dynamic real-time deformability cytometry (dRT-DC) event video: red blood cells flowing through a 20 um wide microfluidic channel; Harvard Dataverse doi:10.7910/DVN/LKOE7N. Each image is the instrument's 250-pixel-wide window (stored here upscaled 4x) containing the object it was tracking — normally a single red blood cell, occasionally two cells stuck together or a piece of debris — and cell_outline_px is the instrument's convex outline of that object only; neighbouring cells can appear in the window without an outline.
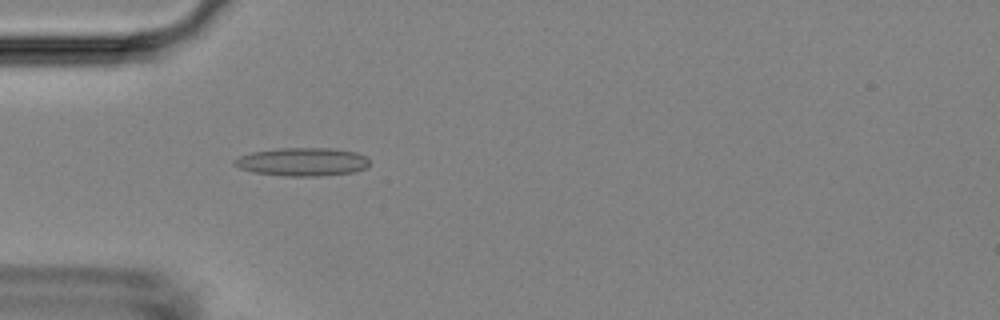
{"species": "Egyptian fruit bat (a non-hibernating species)", "species_latin": "Rousettus aegyptiacus", "temperature_condition": "room temperature", "stored_images_in_passage": 3, "camera_frame_rate_fps": 3000, "um_per_image_px": 0.085, "animal": {"sex": "female"}, "frame": {"image": 1, "passage_image": 3, "time_ms": 0.667, "image_size_px": [1000, 320], "cell_outline_px": [[368, 164], [364, 168], [356, 172], [320, 176], [284, 176], [252, 172], [240, 168], [232, 164], [232, 160], [240, 156], [252, 152], [276, 148], [332, 148], [356, 152], [368, 156]], "centroid_in_image_um": [25.69, 13.75], "position_along_channel_um": 59.3, "area_um2": 22.48}}